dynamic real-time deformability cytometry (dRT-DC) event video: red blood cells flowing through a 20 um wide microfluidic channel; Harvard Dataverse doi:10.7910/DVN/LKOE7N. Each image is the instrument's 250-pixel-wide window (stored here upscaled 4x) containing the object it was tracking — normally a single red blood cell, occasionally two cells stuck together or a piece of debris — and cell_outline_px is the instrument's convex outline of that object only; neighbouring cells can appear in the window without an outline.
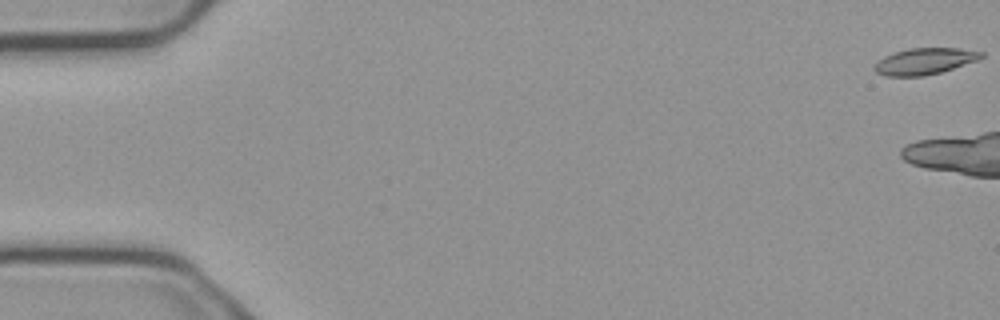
{"species": "common noctule bat (a hibernating species)", "species_latin": "Nyctalus noctula", "temperature_condition": "cold", "stored_images_in_passage": 6, "camera_frame_rate_fps": 3000, "um_per_image_px": 0.085, "animal": {"sex": "male", "body_mass_g": 23.1, "forearm_length_mm": 52.7}, "frame": {"image": 1, "passage_image": 1, "time_ms": 0.0, "image_size_px": [1000, 320], "cell_outline_px": [[984, 56], [976, 60], [940, 72], [924, 76], [888, 76], [876, 72], [872, 68], [884, 56], [892, 52], [908, 48], [960, 48], [984, 52]], "centroid_in_image_um": [78.57, 5.19], "position_along_channel_um": 6.4, "area_um2": 16.3}}